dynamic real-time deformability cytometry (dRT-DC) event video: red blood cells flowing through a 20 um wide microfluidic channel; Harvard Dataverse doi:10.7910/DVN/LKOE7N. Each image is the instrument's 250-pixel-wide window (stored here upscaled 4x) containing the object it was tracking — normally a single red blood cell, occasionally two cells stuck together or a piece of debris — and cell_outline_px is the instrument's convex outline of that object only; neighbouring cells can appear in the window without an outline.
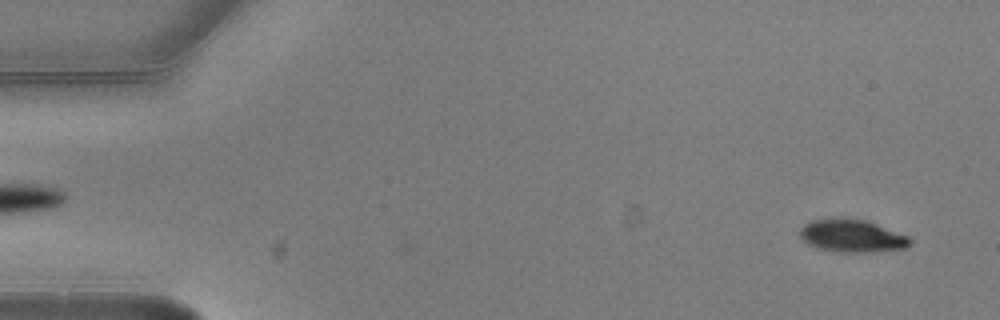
{"species": "common noctule bat (a hibernating species)", "species_latin": "Nyctalus noctula", "temperature_condition": "warm", "stored_images_in_passage": 2, "camera_frame_rate_fps": 3000, "um_per_image_px": 0.085, "animal": {"sex": "male", "body_mass_g": 20.5, "forearm_length_mm": 52.5}, "frame": {"image": 1, "passage_image": 2, "time_ms": 0.333, "image_size_px": [1000, 320], "cell_outline_px": [[912, 244], [904, 248], [868, 252], [840, 252], [816, 248], [808, 244], [800, 236], [800, 228], [804, 224], [812, 220], [864, 220], [876, 224], [908, 236], [912, 240]], "centroid_in_image_um": [72.42, 20.08], "position_along_channel_um": 12.6, "area_um2": 20.35}}